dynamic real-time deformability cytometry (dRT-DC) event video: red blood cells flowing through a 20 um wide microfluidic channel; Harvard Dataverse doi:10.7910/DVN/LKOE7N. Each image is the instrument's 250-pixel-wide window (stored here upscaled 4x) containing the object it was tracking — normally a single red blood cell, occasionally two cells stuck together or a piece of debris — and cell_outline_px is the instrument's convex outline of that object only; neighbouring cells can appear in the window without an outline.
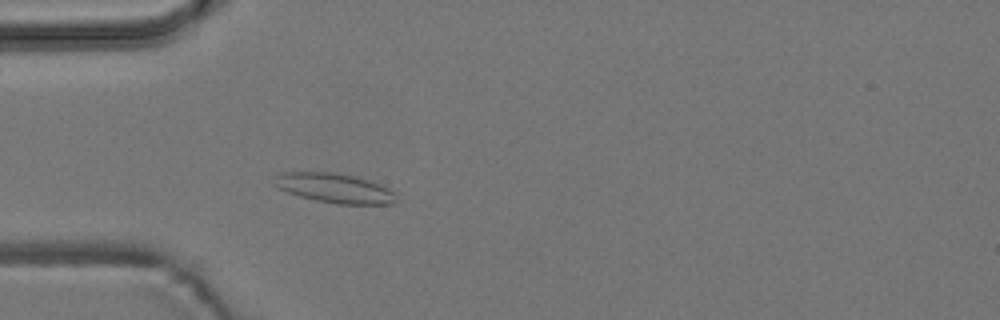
{"species": "common noctule bat (a hibernating species)", "species_latin": "Nyctalus noctula", "temperature_condition": "room temperature", "stored_images_in_passage": 1, "camera_frame_rate_fps": 3000, "um_per_image_px": 0.085, "animal": {"sex": "male", "body_mass_g": 19.2, "forearm_length_mm": 51.8}, "frame": {"image": 1, "passage_image": 1, "time_ms": 0.0, "image_size_px": [1000, 320], "cell_outline_px": [[396, 204], [336, 204], [316, 200], [300, 196], [276, 188], [272, 184], [276, 176], [280, 172], [332, 172], [352, 176], [388, 188], [396, 192]], "centroid_in_image_um": [28.4, 16.0], "position_along_channel_um": 56.6, "area_um2": 20.87}}